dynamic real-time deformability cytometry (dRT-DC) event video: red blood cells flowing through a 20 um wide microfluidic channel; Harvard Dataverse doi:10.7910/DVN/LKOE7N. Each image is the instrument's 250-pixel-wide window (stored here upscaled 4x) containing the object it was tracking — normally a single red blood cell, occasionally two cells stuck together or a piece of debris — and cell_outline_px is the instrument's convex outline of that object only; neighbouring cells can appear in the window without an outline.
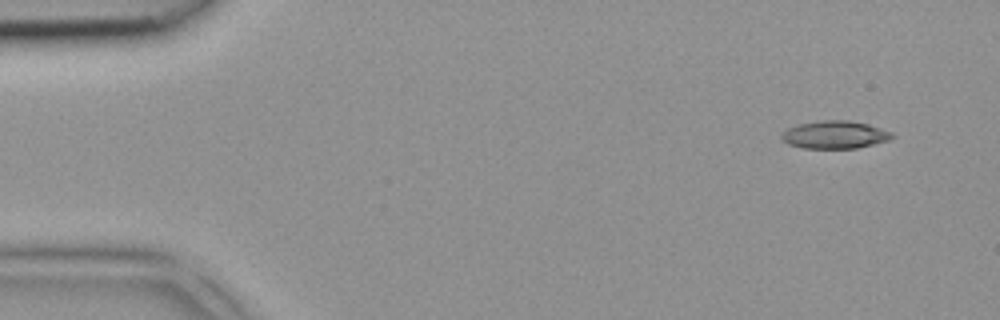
{"species": "common noctule bat (a hibernating species)", "species_latin": "Nyctalus noctula", "temperature_condition": "room temperature", "stored_images_in_passage": 4, "segment_of_instrument_passage": [1, 2], "camera_frame_rate_fps": 3000, "um_per_image_px": 0.085, "animal": {"sex": "female", "body_mass_g": 18.4}, "frame": {"image": 1, "passage_image": 1, "time_ms": 0.0, "image_size_px": [1000, 320], "cell_outline_px": [[896, 136], [888, 140], [856, 148], [804, 148], [788, 144], [780, 136], [788, 128], [800, 124], [824, 120], [848, 120], [868, 124], [892, 132]], "centroid_in_image_um": [70.98, 11.45], "position_along_channel_um": 14.0, "area_um2": 17.63}}